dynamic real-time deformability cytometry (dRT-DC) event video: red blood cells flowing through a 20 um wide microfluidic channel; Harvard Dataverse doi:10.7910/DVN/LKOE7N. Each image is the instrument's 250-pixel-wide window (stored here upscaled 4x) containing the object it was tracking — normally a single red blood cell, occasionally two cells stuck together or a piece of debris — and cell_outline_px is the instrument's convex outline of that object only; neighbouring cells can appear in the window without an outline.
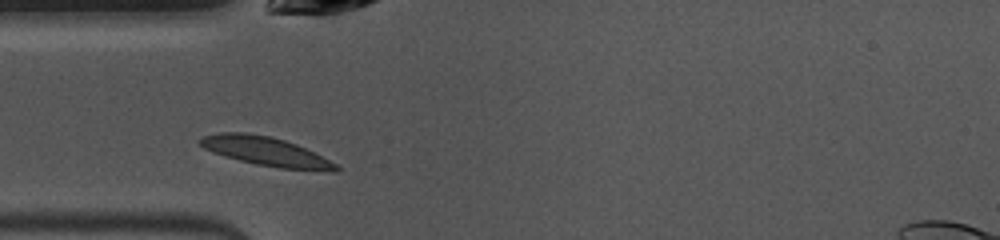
{"species": "common noctule bat (a hibernating species)", "species_latin": "Nyctalus noctula", "temperature_condition": "warm", "stored_images_in_passage": 33, "camera_frame_rate_fps": 3000, "um_per_image_px": 0.085, "animal": {"sex": "female", "body_mass_g": 10.0, "forearm_length_mm": 53.1}, "frame": {"image": 1, "passage_image": 1, "time_ms": 0.0, "image_size_px": [1000, 240], "cell_outline_px": [[340, 168], [336, 172], [332, 172], [280, 168], [256, 164], [224, 156], [212, 152], [204, 148], [196, 140], [204, 136], [220, 132], [244, 132], [268, 136], [284, 140], [296, 144], [336, 164]], "centroid_in_image_um": [22.57, 12.87], "position_along_channel_um": 62.4, "area_um2": 22.72}}
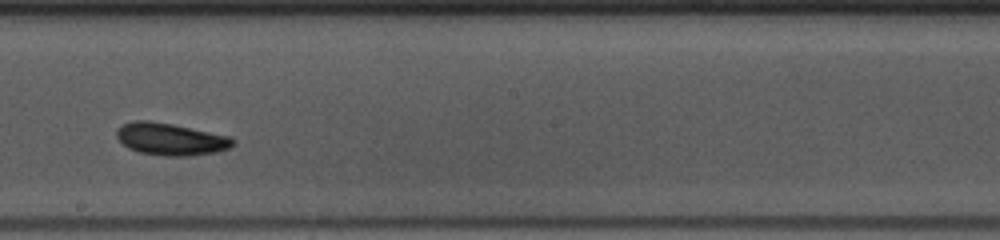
{"frame": {"image": 2, "passage_image": 14, "time_ms": 4.333, "image_size_px": [1000, 240], "cell_outline_px": [[236, 140], [228, 148], [216, 152], [192, 156], [164, 156], [140, 152], [128, 148], [116, 136], [116, 128], [124, 124], [136, 120], [148, 120], [172, 124], [232, 136]], "centroid_in_image_um": [14.52, 11.82], "position_along_channel_um": 233.7, "area_um2": 21.85}}
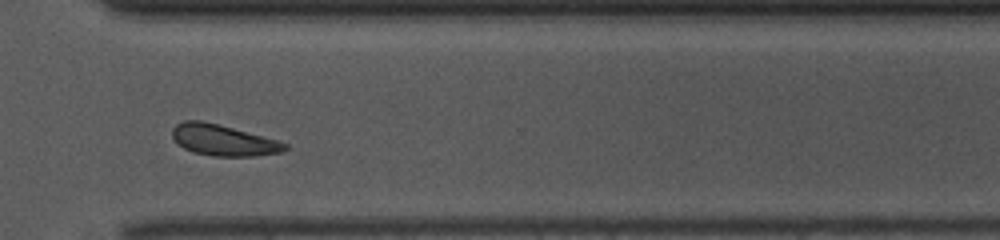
{"frame": {"image": 3, "passage_image": 23, "time_ms": 7.333, "image_size_px": [1000, 240], "cell_outline_px": [[288, 148], [280, 152], [252, 156], [212, 156], [192, 152], [184, 148], [172, 136], [172, 128], [176, 124], [184, 120], [200, 120], [280, 140], [288, 144]], "centroid_in_image_um": [18.98, 11.92], "position_along_channel_um": 351.6, "area_um2": 20.23}, "authors_computed_cell_mechanics": {"area_um2": 20.6346, "velocity_mm_per_s": 3.9336, "shape_relaxation_time_tau1_ms": 2.9306, "shape_relaxation_time_tau2_ms": 8.4871, "deformation_change_tau1": 0.1129, "deformation_change_tau2": 0.1506}}